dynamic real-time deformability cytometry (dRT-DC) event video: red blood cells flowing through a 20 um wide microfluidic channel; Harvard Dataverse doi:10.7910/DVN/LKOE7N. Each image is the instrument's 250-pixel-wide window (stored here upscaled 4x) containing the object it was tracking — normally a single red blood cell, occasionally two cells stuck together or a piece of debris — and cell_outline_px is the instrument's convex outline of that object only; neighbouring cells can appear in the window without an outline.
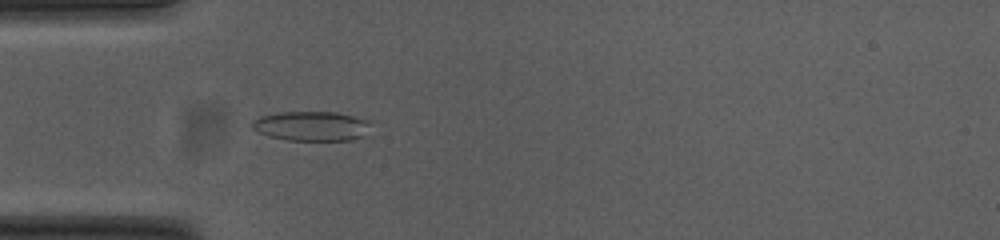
{"species": "common noctule bat (a hibernating species)", "species_latin": "Nyctalus noctula", "temperature_condition": "cold", "stored_images_in_passage": 54, "camera_frame_rate_fps": 3000, "um_per_image_px": 0.085, "animal": {"sex": "female", "body_mass_g": 23.0, "forearm_length_mm": 53.4}, "frame": {"image": 1, "passage_image": 16, "time_ms": 5.0, "image_size_px": [1000, 240], "cell_outline_px": [[372, 120], [364, 136], [352, 140], [288, 140], [268, 136], [252, 128], [248, 124], [252, 120], [260, 116], [280, 112], [336, 112]], "centroid_in_image_um": [26.47, 10.71], "position_along_channel_um": 58.5, "area_um2": 20.63}}
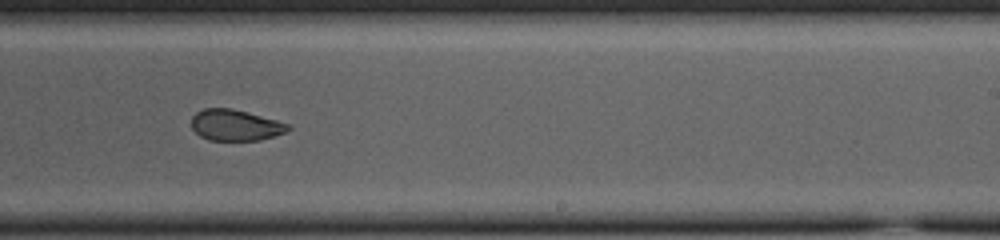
{"frame": {"image": 2, "passage_image": 33, "time_ms": 10.667, "image_size_px": [1000, 240], "cell_outline_px": [[292, 128], [284, 132], [260, 140], [208, 140], [200, 136], [192, 128], [192, 116], [196, 112], [204, 108], [232, 108], [292, 124]], "centroid_in_image_um": [20.01, 10.63], "position_along_channel_um": 269.0, "area_um2": 17.51}}
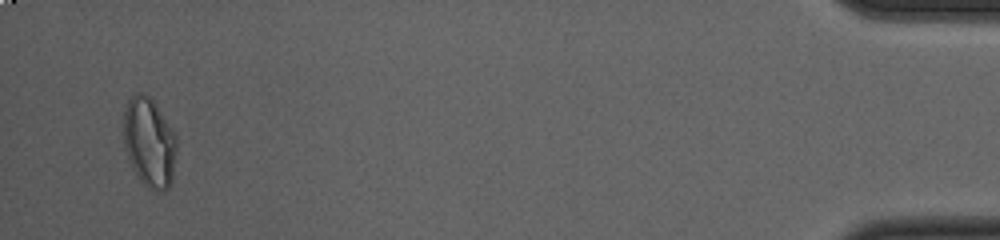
{"frame": {"image": 3, "passage_image": 52, "time_ms": 17.0, "image_size_px": [1000, 240], "cell_outline_px": [[176, 152], [172, 180], [168, 188], [164, 192], [156, 192], [148, 188], [140, 180], [132, 168], [128, 160], [124, 148], [124, 112], [128, 100], [136, 92], [140, 92], [148, 96], [156, 104], [176, 136]], "centroid_in_image_um": [12.68, 12.14], "position_along_channel_um": 422.5, "area_um2": 27.74}, "authors_computed_cell_mechanics": {"area_um2": 20.808, "velocity_mm_per_s": 3.767, "shape_relaxation_time_tau1_ms": null, "shape_relaxation_time_tau2_ms": 1.8697, "deformation_change_tau1": null, "deformation_change_tau2": 0.0602}}